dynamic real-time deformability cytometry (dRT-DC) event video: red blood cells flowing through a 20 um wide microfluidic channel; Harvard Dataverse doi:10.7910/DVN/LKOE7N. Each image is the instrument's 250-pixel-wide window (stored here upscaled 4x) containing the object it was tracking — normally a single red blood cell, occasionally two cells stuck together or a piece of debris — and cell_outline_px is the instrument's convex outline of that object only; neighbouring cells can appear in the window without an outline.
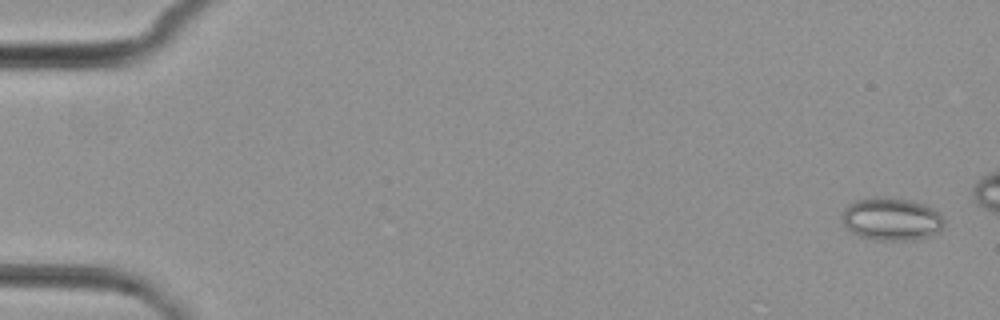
{"species": "common noctule bat (a hibernating species)", "species_latin": "Nyctalus noctula", "temperature_condition": "cold", "stored_images_in_passage": 6, "camera_frame_rate_fps": 3000, "um_per_image_px": 0.085, "animal": {"sex": "female", "body_mass_g": 29.2, "forearm_length_mm": 56.3}, "frame": {"image": 1, "passage_image": 1, "time_ms": 0.0, "image_size_px": [1000, 320], "cell_outline_px": [[944, 224], [940, 232], [932, 236], [908, 240], [872, 240], [860, 236], [852, 232], [844, 224], [844, 208], [848, 204], [856, 200], [908, 200], [924, 204], [932, 208], [944, 220]], "centroid_in_image_um": [75.82, 18.68], "position_along_channel_um": 9.2, "area_um2": 24.57}}